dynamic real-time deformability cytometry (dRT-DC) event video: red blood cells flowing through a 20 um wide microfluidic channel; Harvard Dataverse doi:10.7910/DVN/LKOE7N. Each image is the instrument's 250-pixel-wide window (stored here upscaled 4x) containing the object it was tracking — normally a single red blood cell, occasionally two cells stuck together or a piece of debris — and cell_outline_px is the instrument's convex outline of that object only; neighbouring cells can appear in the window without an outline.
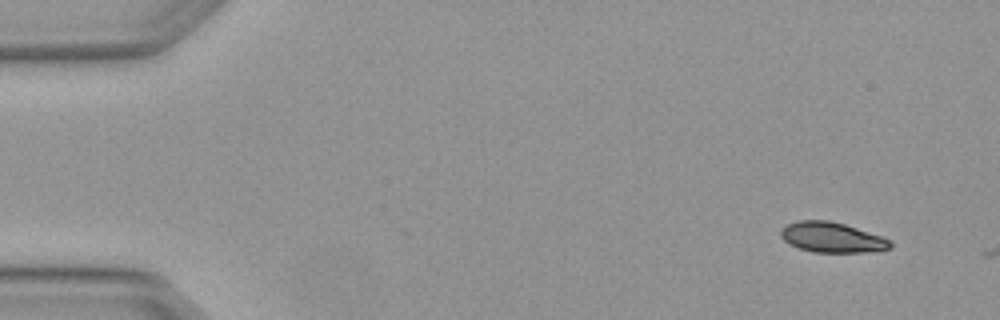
{"species": "Egyptian fruit bat (a non-hibernating species)", "species_latin": "Rousettus aegyptiacus", "temperature_condition": "warm", "stored_images_in_passage": 4, "camera_frame_rate_fps": 3000, "um_per_image_px": 0.085, "animal": {"sex": "female"}, "frame": {"image": 1, "passage_image": 1, "time_ms": 0.0, "image_size_px": [1000, 320], "cell_outline_px": [[892, 248], [860, 252], [812, 252], [788, 244], [780, 236], [780, 232], [788, 224], [800, 220], [828, 220], [844, 224], [880, 236], [888, 240], [892, 244]], "centroid_in_image_um": [70.67, 20.18], "position_along_channel_um": 14.3, "area_um2": 18.9}}
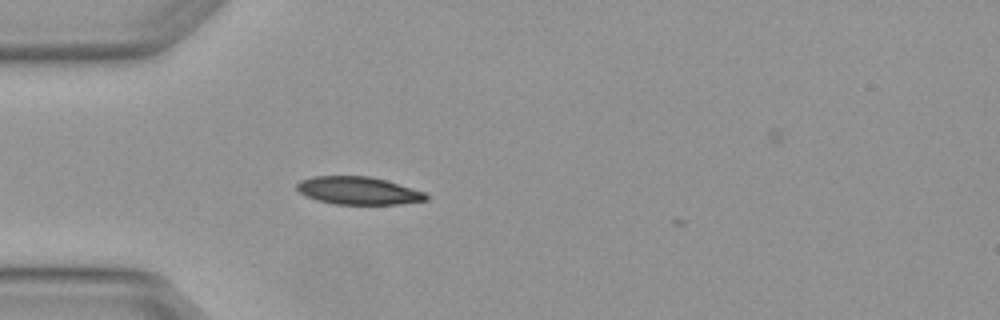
{"frame": {"image": 2, "passage_image": 4, "time_ms": 1.0, "image_size_px": [1000, 320], "cell_outline_px": [[428, 200], [400, 204], [336, 204], [320, 200], [308, 196], [300, 192], [296, 188], [296, 184], [300, 180], [312, 176], [368, 176], [384, 180], [424, 192], [428, 196]], "centroid_in_image_um": [30.45, 16.2], "position_along_channel_um": 54.6, "area_um2": 20.58}}